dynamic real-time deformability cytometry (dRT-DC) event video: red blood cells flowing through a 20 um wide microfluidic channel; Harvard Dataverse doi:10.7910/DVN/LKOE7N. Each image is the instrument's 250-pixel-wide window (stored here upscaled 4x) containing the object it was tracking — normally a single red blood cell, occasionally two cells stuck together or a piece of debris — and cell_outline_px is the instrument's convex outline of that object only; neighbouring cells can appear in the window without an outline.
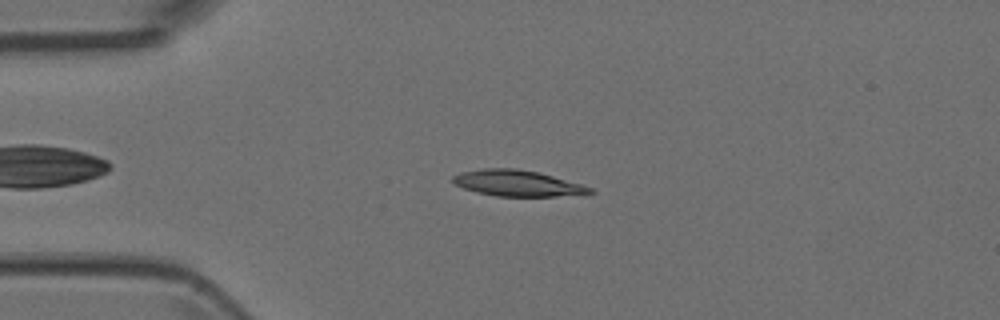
{"species": "Egyptian fruit bat (a non-hibernating species)", "species_latin": "Rousettus aegyptiacus", "temperature_condition": "room temperature", "stored_images_in_passage": 48, "camera_frame_rate_fps": 3000, "um_per_image_px": 0.085, "animal": {"sex": "female"}, "frame": {"image": 1, "passage_image": 9, "time_ms": 2.667, "image_size_px": [1000, 320], "cell_outline_px": [[596, 192], [556, 196], [496, 196], [476, 192], [464, 188], [456, 184], [452, 180], [452, 176], [460, 172], [480, 168], [516, 168], [536, 172], [552, 176], [580, 184], [592, 188]], "centroid_in_image_um": [43.91, 15.56], "position_along_channel_um": 41.1, "area_um2": 20.52}}
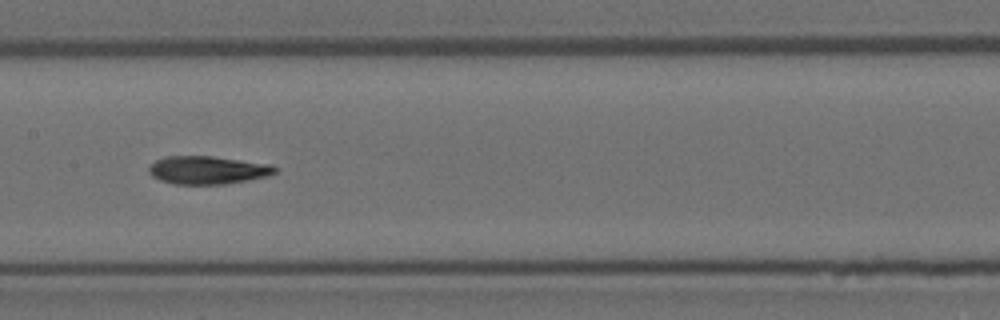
{"frame": {"image": 2, "passage_image": 22, "time_ms": 7.0, "image_size_px": [1000, 320], "cell_outline_px": [[276, 172], [268, 176], [248, 180], [224, 184], [172, 184], [160, 180], [152, 176], [148, 172], [148, 168], [156, 160], [168, 156], [212, 156], [272, 164], [276, 168]], "centroid_in_image_um": [17.65, 14.46], "position_along_channel_um": 189.7, "area_um2": 20.63}}
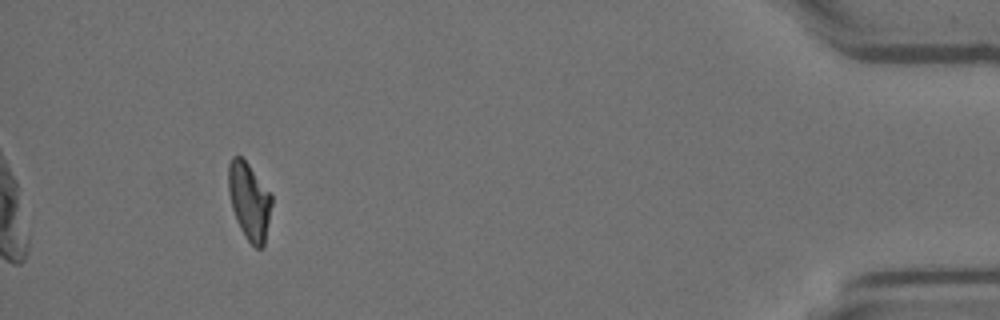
{"frame": {"image": 3, "passage_image": 44, "time_ms": 14.333, "image_size_px": [1000, 320], "cell_outline_px": [[272, 204], [264, 244], [260, 248], [256, 248], [244, 236], [236, 220], [232, 208], [228, 192], [228, 164], [232, 156], [240, 156], [248, 164], [272, 196]], "centroid_in_image_um": [21.16, 17.09], "position_along_channel_um": 414.0, "area_um2": 19.25}}